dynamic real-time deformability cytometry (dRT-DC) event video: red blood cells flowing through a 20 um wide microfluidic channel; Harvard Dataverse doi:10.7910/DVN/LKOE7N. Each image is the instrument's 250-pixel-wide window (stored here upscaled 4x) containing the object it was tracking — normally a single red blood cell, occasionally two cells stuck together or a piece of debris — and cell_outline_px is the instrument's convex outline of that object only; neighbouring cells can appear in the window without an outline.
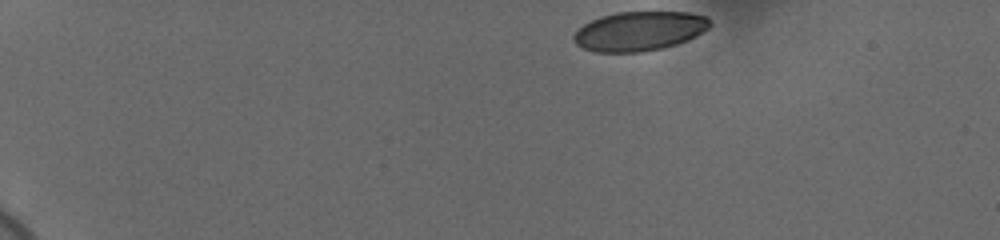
{"species": "human", "species_latin": "Homo sapiens", "temperature_condition": "cold", "stored_images_in_passage": 43, "camera_frame_rate_fps": 3000, "um_per_image_px": 0.085, "donor": {"sex": "female"}, "frame": {"image": 1, "passage_image": 1, "time_ms": 0.0, "image_size_px": [1000, 240], "cell_outline_px": [[712, 24], [708, 28], [696, 36], [688, 40], [676, 44], [660, 48], [640, 52], [596, 52], [584, 48], [576, 44], [572, 40], [572, 36], [584, 24], [600, 16], [616, 12], [688, 12], [708, 16]], "centroid_in_image_um": [54.36, 2.63], "position_along_channel_um": 30.6, "area_um2": 31.27}}
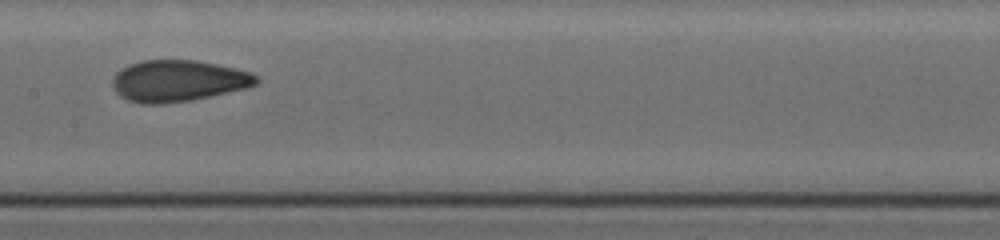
{"frame": {"image": 2, "passage_image": 23, "time_ms": 7.333, "image_size_px": [1000, 240], "cell_outline_px": [[260, 80], [256, 84], [244, 88], [192, 100], [160, 104], [140, 104], [128, 100], [120, 96], [116, 92], [112, 84], [112, 76], [120, 68], [128, 64], [140, 60], [196, 60], [236, 68], [252, 72]], "centroid_in_image_um": [15.09, 6.86], "position_along_channel_um": 192.3, "area_um2": 34.91}}
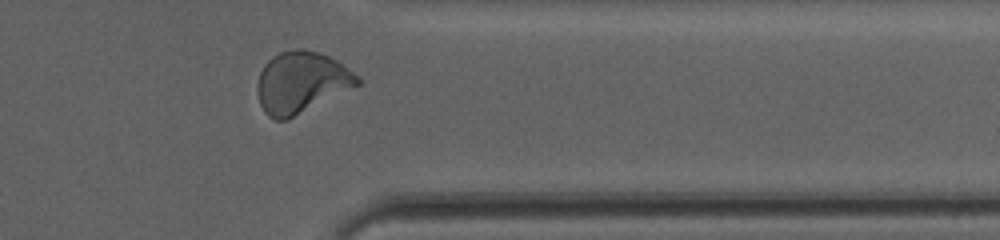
{"frame": {"image": 3, "passage_image": 39, "time_ms": 12.667, "image_size_px": [1000, 240], "cell_outline_px": [[360, 84], [288, 120], [276, 120], [268, 116], [264, 112], [260, 104], [256, 88], [256, 84], [260, 72], [264, 64], [272, 56], [280, 52], [296, 48], [304, 48], [328, 56], [336, 60], [360, 76]], "centroid_in_image_um": [25.59, 7.0], "position_along_channel_um": 385.8, "area_um2": 35.95}, "authors_computed_cell_mechanics": {"area_um2": 33.9286, "velocity_mm_per_s": 3.6676, "shape_relaxation_time_tau1_ms": 10.8599, "shape_relaxation_time_tau2_ms": 1.0916, "deformation_change_tau1": 0.2109, "deformation_change_tau2": 0.0653}}